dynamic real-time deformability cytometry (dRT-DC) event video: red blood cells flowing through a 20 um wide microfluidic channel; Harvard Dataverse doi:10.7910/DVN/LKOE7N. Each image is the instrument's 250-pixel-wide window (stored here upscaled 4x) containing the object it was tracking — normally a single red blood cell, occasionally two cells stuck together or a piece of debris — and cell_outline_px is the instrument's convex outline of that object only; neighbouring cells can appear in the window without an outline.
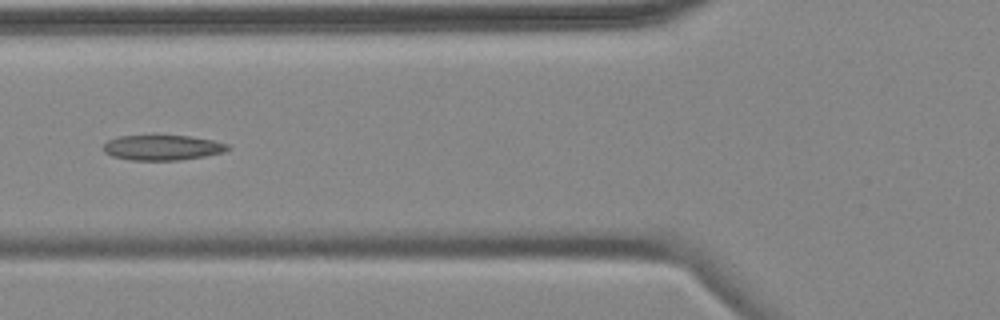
{"species": "common noctule bat (a hibernating species)", "species_latin": "Nyctalus noctula", "temperature_condition": "cold", "stored_images_in_passage": 7, "camera_frame_rate_fps": 3000, "um_per_image_px": 0.085, "animal": {"sex": "female", "body_mass_g": 18.4}, "frame": {"image": 1, "passage_image": 4, "time_ms": 3.667, "image_size_px": [1000, 320], "cell_outline_px": [[232, 148], [224, 152], [204, 156], [180, 160], [132, 160], [112, 156], [104, 152], [104, 144], [108, 140], [116, 136], [188, 136], [212, 140], [228, 144]], "centroid_in_image_um": [13.81, 12.55], "position_along_channel_um": 112.0, "area_um2": 18.15}}
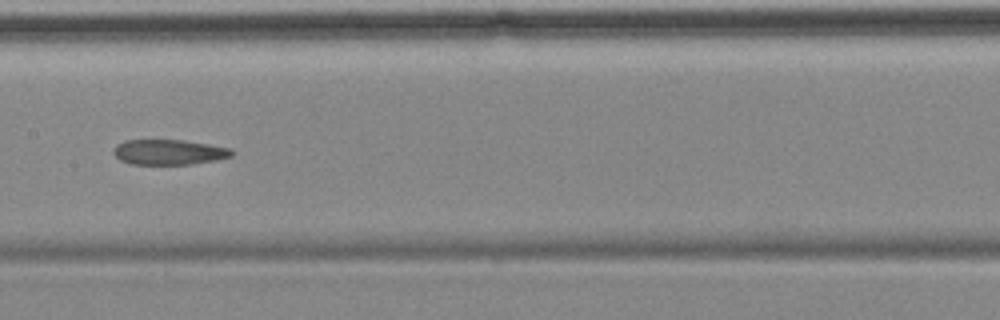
{"frame": {"image": 2, "passage_image": 6, "time_ms": 6.0, "image_size_px": [1000, 320], "cell_outline_px": [[236, 152], [232, 156], [216, 160], [192, 164], [128, 164], [120, 160], [112, 152], [112, 148], [116, 144], [124, 140], [184, 140], [232, 148]], "centroid_in_image_um": [14.36, 12.93], "position_along_channel_um": 193.0, "area_um2": 17.63}}
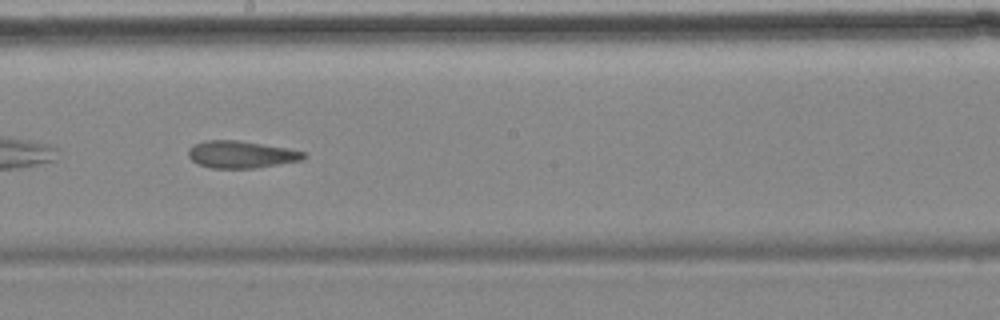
{"frame": {"image": 3, "passage_image": 7, "time_ms": 7.0, "image_size_px": [1000, 320], "cell_outline_px": [[308, 156], [300, 160], [256, 168], [212, 168], [200, 164], [192, 160], [188, 156], [188, 148], [192, 144], [204, 140], [236, 140], [288, 148], [304, 152]], "centroid_in_image_um": [20.46, 13.12], "position_along_channel_um": 227.7, "area_um2": 18.21}}